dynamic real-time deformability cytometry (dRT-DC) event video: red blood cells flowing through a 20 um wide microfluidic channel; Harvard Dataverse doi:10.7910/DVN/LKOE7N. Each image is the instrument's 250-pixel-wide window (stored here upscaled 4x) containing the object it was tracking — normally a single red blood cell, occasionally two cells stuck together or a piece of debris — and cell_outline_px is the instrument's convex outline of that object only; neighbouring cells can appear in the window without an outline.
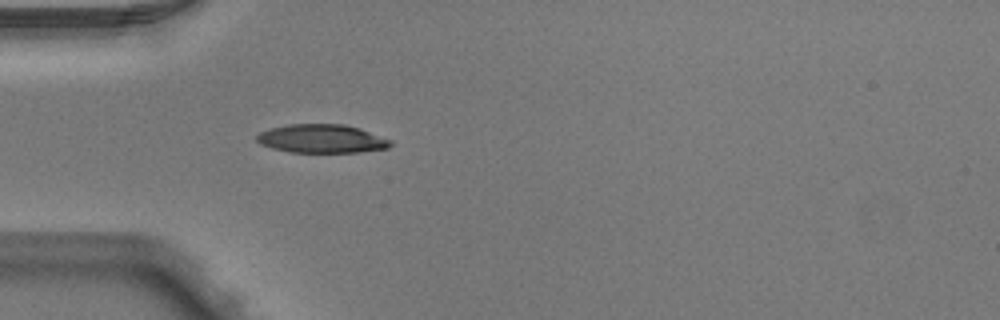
{"species": "Egyptian fruit bat (a non-hibernating species)", "species_latin": "Rousettus aegyptiacus", "temperature_condition": "warm", "stored_images_in_passage": 1, "camera_frame_rate_fps": 3000, "um_per_image_px": 0.085, "animal": {"sex": "male"}, "frame": {"image": 1, "passage_image": 1, "time_ms": 0.0, "image_size_px": [1000, 320], "cell_outline_px": [[392, 144], [388, 148], [360, 152], [288, 152], [272, 148], [260, 144], [256, 140], [256, 136], [260, 132], [272, 128], [288, 124], [344, 124], [360, 128], [392, 140]], "centroid_in_image_um": [27.36, 11.79], "position_along_channel_um": 57.6, "area_um2": 22.31}}